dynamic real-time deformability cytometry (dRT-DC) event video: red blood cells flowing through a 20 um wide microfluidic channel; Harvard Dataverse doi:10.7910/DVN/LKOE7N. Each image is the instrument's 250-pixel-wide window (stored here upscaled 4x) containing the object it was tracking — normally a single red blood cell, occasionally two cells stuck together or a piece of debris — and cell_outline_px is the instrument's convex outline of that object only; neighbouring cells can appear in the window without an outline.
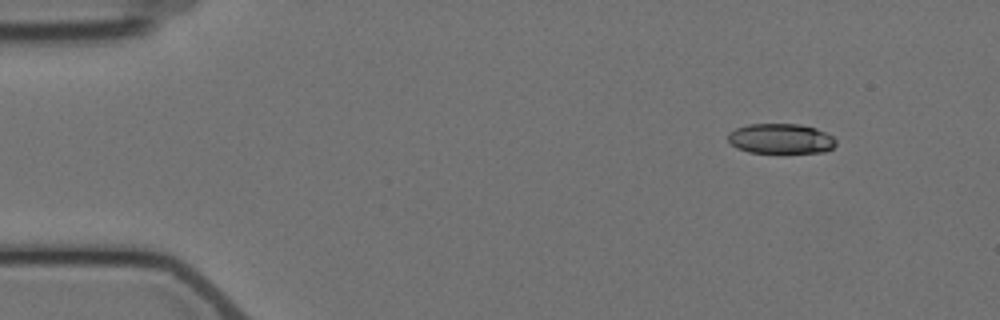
{"species": "Egyptian fruit bat (a non-hibernating species)", "species_latin": "Rousettus aegyptiacus", "temperature_condition": "cold", "stored_images_in_passage": 4, "camera_frame_rate_fps": 3000, "um_per_image_px": 0.085, "animal": {"sex": "female"}, "frame": {"image": 1, "passage_image": 1, "time_ms": 0.0, "image_size_px": [1000, 320], "cell_outline_px": [[836, 144], [832, 148], [824, 152], [748, 152], [736, 148], [728, 140], [728, 132], [736, 128], [748, 124], [800, 124], [816, 128], [832, 136], [836, 140]], "centroid_in_image_um": [66.35, 11.78], "position_along_channel_um": 18.7, "area_um2": 18.84}}
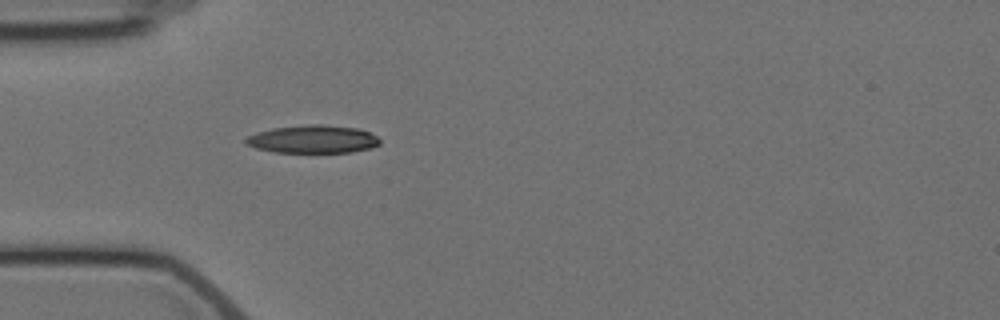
{"frame": {"image": 2, "passage_image": 4, "time_ms": 3.667, "image_size_px": [1000, 320], "cell_outline_px": [[380, 144], [372, 148], [352, 152], [276, 152], [256, 148], [244, 144], [244, 140], [248, 136], [256, 132], [272, 128], [308, 124], [324, 124], [356, 128], [368, 132], [376, 136], [380, 140]], "centroid_in_image_um": [26.58, 11.83], "position_along_channel_um": 58.4, "area_um2": 21.91}}